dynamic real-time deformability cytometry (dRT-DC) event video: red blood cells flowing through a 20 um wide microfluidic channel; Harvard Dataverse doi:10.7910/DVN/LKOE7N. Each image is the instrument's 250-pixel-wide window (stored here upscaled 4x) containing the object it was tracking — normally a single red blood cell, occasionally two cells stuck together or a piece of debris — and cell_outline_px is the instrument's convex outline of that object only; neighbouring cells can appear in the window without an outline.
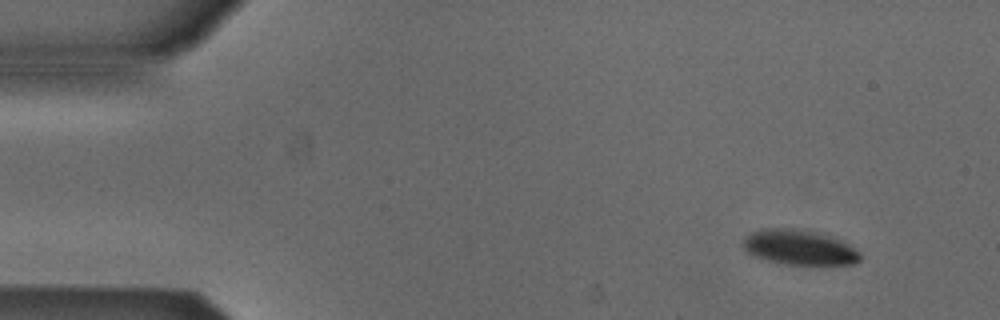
{"species": "Egyptian fruit bat (a non-hibernating species)", "species_latin": "Rousettus aegyptiacus", "temperature_condition": "cold", "stored_images_in_passage": 52, "camera_frame_rate_fps": 3000, "um_per_image_px": 0.085, "animal": {"sex": "male"}, "frame": {"image": 1, "passage_image": 4, "time_ms": 1.0, "image_size_px": [1000, 320], "cell_outline_px": [[860, 260], [852, 264], [812, 268], [780, 264], [756, 256], [748, 252], [740, 244], [740, 240], [744, 236], [760, 228], [800, 228], [820, 232], [832, 236], [848, 244], [860, 252]], "centroid_in_image_um": [67.95, 21.06], "position_along_channel_um": 17.1, "area_um2": 25.26}}
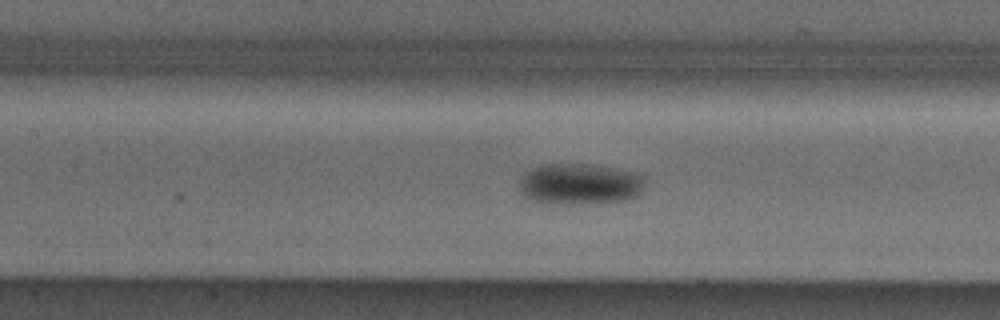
{"frame": {"image": 2, "passage_image": 23, "time_ms": 7.333, "image_size_px": [1000, 320], "cell_outline_px": [[644, 176], [640, 192], [636, 196], [624, 200], [580, 204], [572, 204], [532, 200], [524, 196], [516, 188], [520, 176], [524, 172], [532, 168], [544, 164], [592, 164], [616, 168], [636, 172]], "centroid_in_image_um": [49.22, 15.62], "position_along_channel_um": 158.2, "area_um2": 30.23}}
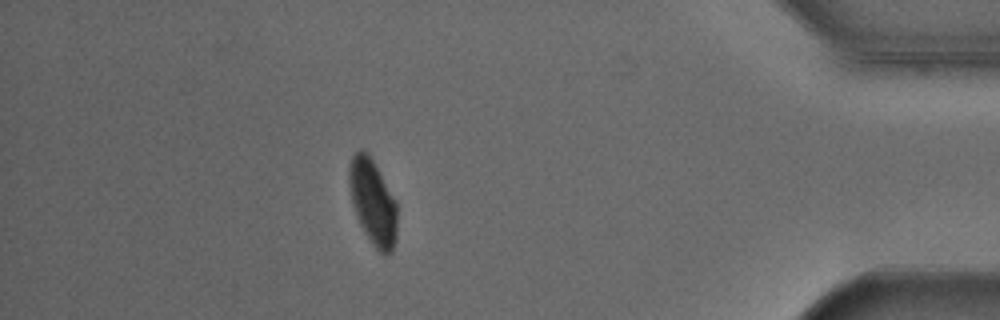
{"frame": {"image": 3, "passage_image": 46, "time_ms": 15.0, "image_size_px": [1000, 320], "cell_outline_px": [[396, 240], [392, 252], [388, 256], [384, 256], [372, 244], [364, 232], [360, 224], [352, 204], [348, 180], [348, 164], [352, 156], [360, 148], [364, 148], [368, 152], [396, 200]], "centroid_in_image_um": [31.68, 17.16], "position_along_channel_um": 403.5, "area_um2": 24.16}, "authors_computed_cell_mechanics": {"area_um2": 26.0967, "velocity_mm_per_s": 3.8231, "shape_relaxation_time_tau1_ms": 2.7662, "shape_relaxation_time_tau2_ms": null, "deformation_change_tau1": 0.0862, "deformation_change_tau2": null}}